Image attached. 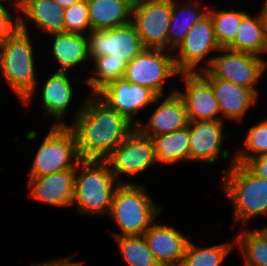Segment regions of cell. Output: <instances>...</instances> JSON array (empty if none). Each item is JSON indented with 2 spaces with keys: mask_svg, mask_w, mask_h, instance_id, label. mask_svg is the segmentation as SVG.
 Wrapping results in <instances>:
<instances>
[{
  "mask_svg": "<svg viewBox=\"0 0 267 266\" xmlns=\"http://www.w3.org/2000/svg\"><path fill=\"white\" fill-rule=\"evenodd\" d=\"M69 126L81 159H105L136 128L96 94H88Z\"/></svg>",
  "mask_w": 267,
  "mask_h": 266,
  "instance_id": "1",
  "label": "cell"
},
{
  "mask_svg": "<svg viewBox=\"0 0 267 266\" xmlns=\"http://www.w3.org/2000/svg\"><path fill=\"white\" fill-rule=\"evenodd\" d=\"M23 17L18 16L19 28L0 44V71L15 94L28 106L38 81L34 65V43Z\"/></svg>",
  "mask_w": 267,
  "mask_h": 266,
  "instance_id": "2",
  "label": "cell"
},
{
  "mask_svg": "<svg viewBox=\"0 0 267 266\" xmlns=\"http://www.w3.org/2000/svg\"><path fill=\"white\" fill-rule=\"evenodd\" d=\"M119 183L105 159H81L75 168L72 205L82 214H109Z\"/></svg>",
  "mask_w": 267,
  "mask_h": 266,
  "instance_id": "3",
  "label": "cell"
},
{
  "mask_svg": "<svg viewBox=\"0 0 267 266\" xmlns=\"http://www.w3.org/2000/svg\"><path fill=\"white\" fill-rule=\"evenodd\" d=\"M230 159L229 168L221 171L223 191L231 200L234 223L244 225L255 216L267 217V179L256 175L246 164Z\"/></svg>",
  "mask_w": 267,
  "mask_h": 266,
  "instance_id": "4",
  "label": "cell"
},
{
  "mask_svg": "<svg viewBox=\"0 0 267 266\" xmlns=\"http://www.w3.org/2000/svg\"><path fill=\"white\" fill-rule=\"evenodd\" d=\"M146 190L145 186L132 182L117 185L109 215L121 232L113 237L143 235L163 211Z\"/></svg>",
  "mask_w": 267,
  "mask_h": 266,
  "instance_id": "5",
  "label": "cell"
},
{
  "mask_svg": "<svg viewBox=\"0 0 267 266\" xmlns=\"http://www.w3.org/2000/svg\"><path fill=\"white\" fill-rule=\"evenodd\" d=\"M80 160L76 137L69 125H52L32 160L29 177L76 168Z\"/></svg>",
  "mask_w": 267,
  "mask_h": 266,
  "instance_id": "6",
  "label": "cell"
},
{
  "mask_svg": "<svg viewBox=\"0 0 267 266\" xmlns=\"http://www.w3.org/2000/svg\"><path fill=\"white\" fill-rule=\"evenodd\" d=\"M221 55L214 57L207 70L216 78L231 81L252 90L259 96L256 83L266 72L267 61L260 55L221 48ZM263 58V59H262Z\"/></svg>",
  "mask_w": 267,
  "mask_h": 266,
  "instance_id": "7",
  "label": "cell"
},
{
  "mask_svg": "<svg viewBox=\"0 0 267 266\" xmlns=\"http://www.w3.org/2000/svg\"><path fill=\"white\" fill-rule=\"evenodd\" d=\"M168 49L144 48L126 65L124 78L150 88L158 96L164 94L163 85L172 76L180 75L174 61V55Z\"/></svg>",
  "mask_w": 267,
  "mask_h": 266,
  "instance_id": "8",
  "label": "cell"
},
{
  "mask_svg": "<svg viewBox=\"0 0 267 266\" xmlns=\"http://www.w3.org/2000/svg\"><path fill=\"white\" fill-rule=\"evenodd\" d=\"M173 0H138L133 3L131 22L145 48L166 49Z\"/></svg>",
  "mask_w": 267,
  "mask_h": 266,
  "instance_id": "9",
  "label": "cell"
},
{
  "mask_svg": "<svg viewBox=\"0 0 267 266\" xmlns=\"http://www.w3.org/2000/svg\"><path fill=\"white\" fill-rule=\"evenodd\" d=\"M105 160L116 180L120 175L136 176L157 163L153 139L135 128Z\"/></svg>",
  "mask_w": 267,
  "mask_h": 266,
  "instance_id": "10",
  "label": "cell"
},
{
  "mask_svg": "<svg viewBox=\"0 0 267 266\" xmlns=\"http://www.w3.org/2000/svg\"><path fill=\"white\" fill-rule=\"evenodd\" d=\"M178 55H174L175 66L180 73H197L207 69L213 58H208L211 51H219L212 18L209 13L203 16L187 33L184 41L178 46ZM207 57V58H206ZM207 64L198 68L200 62Z\"/></svg>",
  "mask_w": 267,
  "mask_h": 266,
  "instance_id": "11",
  "label": "cell"
},
{
  "mask_svg": "<svg viewBox=\"0 0 267 266\" xmlns=\"http://www.w3.org/2000/svg\"><path fill=\"white\" fill-rule=\"evenodd\" d=\"M89 56L110 55L126 65L145 47L132 22L106 30H92L88 34Z\"/></svg>",
  "mask_w": 267,
  "mask_h": 266,
  "instance_id": "12",
  "label": "cell"
},
{
  "mask_svg": "<svg viewBox=\"0 0 267 266\" xmlns=\"http://www.w3.org/2000/svg\"><path fill=\"white\" fill-rule=\"evenodd\" d=\"M96 95L135 126L140 123L139 119L133 120L139 111L149 104H159L161 98L150 88L131 83L124 77L111 81Z\"/></svg>",
  "mask_w": 267,
  "mask_h": 266,
  "instance_id": "13",
  "label": "cell"
},
{
  "mask_svg": "<svg viewBox=\"0 0 267 266\" xmlns=\"http://www.w3.org/2000/svg\"><path fill=\"white\" fill-rule=\"evenodd\" d=\"M222 120H189L190 161H201V164H214L218 157L229 159V150H221L224 137Z\"/></svg>",
  "mask_w": 267,
  "mask_h": 266,
  "instance_id": "14",
  "label": "cell"
},
{
  "mask_svg": "<svg viewBox=\"0 0 267 266\" xmlns=\"http://www.w3.org/2000/svg\"><path fill=\"white\" fill-rule=\"evenodd\" d=\"M185 92L176 90L183 99L189 120H221V113L210 83L199 73H180Z\"/></svg>",
  "mask_w": 267,
  "mask_h": 266,
  "instance_id": "15",
  "label": "cell"
},
{
  "mask_svg": "<svg viewBox=\"0 0 267 266\" xmlns=\"http://www.w3.org/2000/svg\"><path fill=\"white\" fill-rule=\"evenodd\" d=\"M199 73L210 83L218 102L221 120L238 121L244 118L251 106L257 103L258 96L250 89L214 77L207 69Z\"/></svg>",
  "mask_w": 267,
  "mask_h": 266,
  "instance_id": "16",
  "label": "cell"
},
{
  "mask_svg": "<svg viewBox=\"0 0 267 266\" xmlns=\"http://www.w3.org/2000/svg\"><path fill=\"white\" fill-rule=\"evenodd\" d=\"M75 168L42 177H29V196L39 202L57 207L72 206Z\"/></svg>",
  "mask_w": 267,
  "mask_h": 266,
  "instance_id": "17",
  "label": "cell"
},
{
  "mask_svg": "<svg viewBox=\"0 0 267 266\" xmlns=\"http://www.w3.org/2000/svg\"><path fill=\"white\" fill-rule=\"evenodd\" d=\"M143 234L156 262L160 266H181L189 239L166 224H155Z\"/></svg>",
  "mask_w": 267,
  "mask_h": 266,
  "instance_id": "18",
  "label": "cell"
},
{
  "mask_svg": "<svg viewBox=\"0 0 267 266\" xmlns=\"http://www.w3.org/2000/svg\"><path fill=\"white\" fill-rule=\"evenodd\" d=\"M171 94L154 109L146 125L139 124L136 128L144 135L156 137L188 126L189 118L183 99L173 89Z\"/></svg>",
  "mask_w": 267,
  "mask_h": 266,
  "instance_id": "19",
  "label": "cell"
},
{
  "mask_svg": "<svg viewBox=\"0 0 267 266\" xmlns=\"http://www.w3.org/2000/svg\"><path fill=\"white\" fill-rule=\"evenodd\" d=\"M67 73L54 72L52 75L45 81L41 99L43 104L41 108L45 111L43 118L54 117L56 118V124L54 125H68L65 124L61 119L67 113L69 104L73 98V87L71 81L68 78ZM58 121V122H57Z\"/></svg>",
  "mask_w": 267,
  "mask_h": 266,
  "instance_id": "20",
  "label": "cell"
},
{
  "mask_svg": "<svg viewBox=\"0 0 267 266\" xmlns=\"http://www.w3.org/2000/svg\"><path fill=\"white\" fill-rule=\"evenodd\" d=\"M85 35L70 32L53 34L51 52L59 65L55 72L68 73V69L90 59L88 35Z\"/></svg>",
  "mask_w": 267,
  "mask_h": 266,
  "instance_id": "21",
  "label": "cell"
},
{
  "mask_svg": "<svg viewBox=\"0 0 267 266\" xmlns=\"http://www.w3.org/2000/svg\"><path fill=\"white\" fill-rule=\"evenodd\" d=\"M133 0H87L91 30H106L131 22Z\"/></svg>",
  "mask_w": 267,
  "mask_h": 266,
  "instance_id": "22",
  "label": "cell"
},
{
  "mask_svg": "<svg viewBox=\"0 0 267 266\" xmlns=\"http://www.w3.org/2000/svg\"><path fill=\"white\" fill-rule=\"evenodd\" d=\"M18 10L29 18L40 31L58 34L66 32L64 8L54 0H20Z\"/></svg>",
  "mask_w": 267,
  "mask_h": 266,
  "instance_id": "23",
  "label": "cell"
},
{
  "mask_svg": "<svg viewBox=\"0 0 267 266\" xmlns=\"http://www.w3.org/2000/svg\"><path fill=\"white\" fill-rule=\"evenodd\" d=\"M186 4L180 7L181 5L173 0L172 18L168 30L169 51L176 50L193 25L208 13V9L201 10V5L197 1H188Z\"/></svg>",
  "mask_w": 267,
  "mask_h": 266,
  "instance_id": "24",
  "label": "cell"
},
{
  "mask_svg": "<svg viewBox=\"0 0 267 266\" xmlns=\"http://www.w3.org/2000/svg\"><path fill=\"white\" fill-rule=\"evenodd\" d=\"M157 163L190 161L189 127L152 137Z\"/></svg>",
  "mask_w": 267,
  "mask_h": 266,
  "instance_id": "25",
  "label": "cell"
},
{
  "mask_svg": "<svg viewBox=\"0 0 267 266\" xmlns=\"http://www.w3.org/2000/svg\"><path fill=\"white\" fill-rule=\"evenodd\" d=\"M227 48L255 55L267 53V40L260 14L251 17L246 13L242 17L235 39Z\"/></svg>",
  "mask_w": 267,
  "mask_h": 266,
  "instance_id": "26",
  "label": "cell"
},
{
  "mask_svg": "<svg viewBox=\"0 0 267 266\" xmlns=\"http://www.w3.org/2000/svg\"><path fill=\"white\" fill-rule=\"evenodd\" d=\"M233 241L245 258L244 266H267V234L261 228L243 230Z\"/></svg>",
  "mask_w": 267,
  "mask_h": 266,
  "instance_id": "27",
  "label": "cell"
},
{
  "mask_svg": "<svg viewBox=\"0 0 267 266\" xmlns=\"http://www.w3.org/2000/svg\"><path fill=\"white\" fill-rule=\"evenodd\" d=\"M234 245L230 242L201 248L189 240L181 266H221Z\"/></svg>",
  "mask_w": 267,
  "mask_h": 266,
  "instance_id": "28",
  "label": "cell"
},
{
  "mask_svg": "<svg viewBox=\"0 0 267 266\" xmlns=\"http://www.w3.org/2000/svg\"><path fill=\"white\" fill-rule=\"evenodd\" d=\"M128 266H160L149 249L144 235L114 237Z\"/></svg>",
  "mask_w": 267,
  "mask_h": 266,
  "instance_id": "29",
  "label": "cell"
},
{
  "mask_svg": "<svg viewBox=\"0 0 267 266\" xmlns=\"http://www.w3.org/2000/svg\"><path fill=\"white\" fill-rule=\"evenodd\" d=\"M92 62H94L95 75L83 80L85 85H88L94 91L90 92V94H96L111 81L122 78L125 75L126 64L122 60H116L113 56H98Z\"/></svg>",
  "mask_w": 267,
  "mask_h": 266,
  "instance_id": "30",
  "label": "cell"
},
{
  "mask_svg": "<svg viewBox=\"0 0 267 266\" xmlns=\"http://www.w3.org/2000/svg\"><path fill=\"white\" fill-rule=\"evenodd\" d=\"M213 25L216 41L220 48H227L235 39L237 31L242 21V17L247 13L237 10H208Z\"/></svg>",
  "mask_w": 267,
  "mask_h": 266,
  "instance_id": "31",
  "label": "cell"
},
{
  "mask_svg": "<svg viewBox=\"0 0 267 266\" xmlns=\"http://www.w3.org/2000/svg\"><path fill=\"white\" fill-rule=\"evenodd\" d=\"M244 141L245 149L235 153V162L246 164L253 157L267 155V118L250 127Z\"/></svg>",
  "mask_w": 267,
  "mask_h": 266,
  "instance_id": "32",
  "label": "cell"
},
{
  "mask_svg": "<svg viewBox=\"0 0 267 266\" xmlns=\"http://www.w3.org/2000/svg\"><path fill=\"white\" fill-rule=\"evenodd\" d=\"M64 24L66 32L81 33L91 30L87 0H81L64 9Z\"/></svg>",
  "mask_w": 267,
  "mask_h": 266,
  "instance_id": "33",
  "label": "cell"
},
{
  "mask_svg": "<svg viewBox=\"0 0 267 266\" xmlns=\"http://www.w3.org/2000/svg\"><path fill=\"white\" fill-rule=\"evenodd\" d=\"M7 7L0 3V44L11 36L19 28V15H13L6 9Z\"/></svg>",
  "mask_w": 267,
  "mask_h": 266,
  "instance_id": "34",
  "label": "cell"
},
{
  "mask_svg": "<svg viewBox=\"0 0 267 266\" xmlns=\"http://www.w3.org/2000/svg\"><path fill=\"white\" fill-rule=\"evenodd\" d=\"M246 165L258 176L267 179V155L251 158Z\"/></svg>",
  "mask_w": 267,
  "mask_h": 266,
  "instance_id": "35",
  "label": "cell"
},
{
  "mask_svg": "<svg viewBox=\"0 0 267 266\" xmlns=\"http://www.w3.org/2000/svg\"><path fill=\"white\" fill-rule=\"evenodd\" d=\"M71 256L63 259H53L45 263L34 264L32 266H82L83 262H71Z\"/></svg>",
  "mask_w": 267,
  "mask_h": 266,
  "instance_id": "36",
  "label": "cell"
},
{
  "mask_svg": "<svg viewBox=\"0 0 267 266\" xmlns=\"http://www.w3.org/2000/svg\"><path fill=\"white\" fill-rule=\"evenodd\" d=\"M259 13L262 20L265 37L267 40V0H265V3L263 4L262 9Z\"/></svg>",
  "mask_w": 267,
  "mask_h": 266,
  "instance_id": "37",
  "label": "cell"
},
{
  "mask_svg": "<svg viewBox=\"0 0 267 266\" xmlns=\"http://www.w3.org/2000/svg\"><path fill=\"white\" fill-rule=\"evenodd\" d=\"M58 5H60L62 8H68L71 7L73 4H76L77 2L81 0H54Z\"/></svg>",
  "mask_w": 267,
  "mask_h": 266,
  "instance_id": "38",
  "label": "cell"
},
{
  "mask_svg": "<svg viewBox=\"0 0 267 266\" xmlns=\"http://www.w3.org/2000/svg\"><path fill=\"white\" fill-rule=\"evenodd\" d=\"M1 1H2V3H3V1L5 2V1H7V0H0V3H1ZM8 1H14V2H12L13 4H10V5H12V6H14V7H16L17 8V11H18V7H19V4H20V0H8Z\"/></svg>",
  "mask_w": 267,
  "mask_h": 266,
  "instance_id": "39",
  "label": "cell"
},
{
  "mask_svg": "<svg viewBox=\"0 0 267 266\" xmlns=\"http://www.w3.org/2000/svg\"><path fill=\"white\" fill-rule=\"evenodd\" d=\"M267 234V226L261 228Z\"/></svg>",
  "mask_w": 267,
  "mask_h": 266,
  "instance_id": "40",
  "label": "cell"
}]
</instances>
